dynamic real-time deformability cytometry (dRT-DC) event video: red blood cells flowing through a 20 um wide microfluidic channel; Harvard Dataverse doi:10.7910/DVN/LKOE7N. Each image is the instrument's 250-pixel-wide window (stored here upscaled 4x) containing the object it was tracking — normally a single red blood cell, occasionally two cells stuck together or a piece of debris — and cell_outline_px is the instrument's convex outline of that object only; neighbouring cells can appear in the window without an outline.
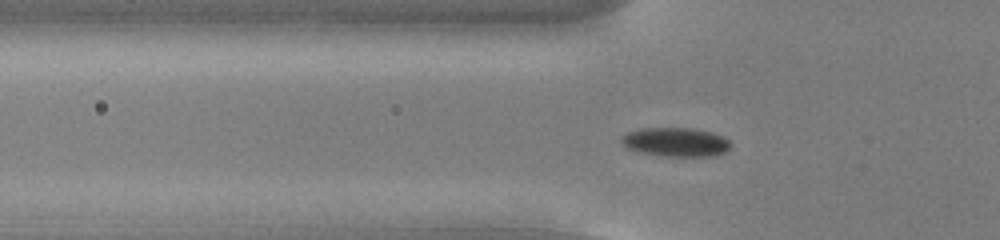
{"species": "common noctule bat (a hibernating species)", "species_latin": "Nyctalus noctula", "temperature_condition": "cold", "stored_images_in_passage": 55, "camera_frame_rate_fps": 3000, "um_per_image_px": 0.085, "animal": {"sex": "male", "body_mass_g": 13.0, "forearm_length_mm": 53.1}, "frame": {"image": 1, "passage_image": 19, "time_ms": 6.0, "image_size_px": [1000, 240], "cell_outline_px": [[732, 144], [724, 152], [712, 156], [660, 156], [640, 152], [628, 148], [620, 140], [620, 136], [628, 132], [640, 128], [692, 128], [712, 132], [724, 136]], "centroid_in_image_um": [57.43, 12.07], "position_along_channel_um": 68.4, "area_um2": 18.5}}
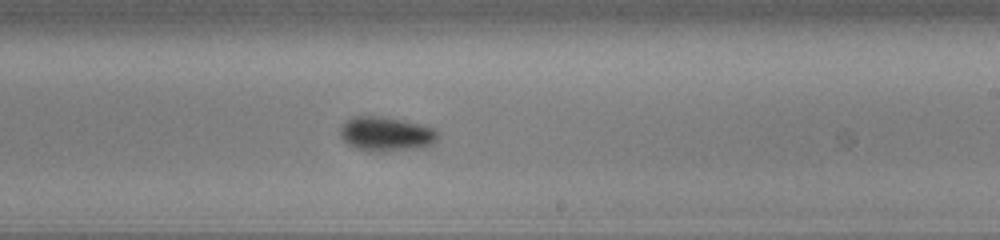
{"frame": {"image": 2, "passage_image": 34, "time_ms": 11.0, "image_size_px": [1000, 240], "cell_outline_px": [[440, 136], [428, 148], [384, 152], [368, 152], [356, 148], [348, 144], [340, 136], [340, 128], [352, 116], [380, 116], [420, 124], [436, 128], [440, 132]], "centroid_in_image_um": [32.88, 11.42], "position_along_channel_um": 256.1, "area_um2": 20.06}}
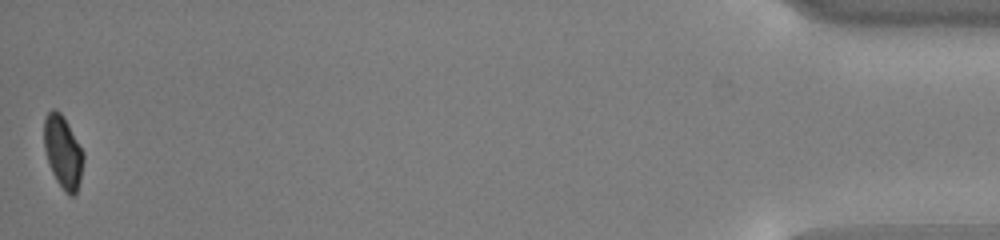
{"frame": {"image": 3, "passage_image": 55, "time_ms": 18.0, "image_size_px": [1000, 240], "cell_outline_px": [[84, 160], [80, 180], [76, 192], [72, 196], [68, 196], [56, 180], [52, 172], [44, 148], [44, 120], [48, 112], [52, 108], [56, 108], [60, 112], [68, 124], [84, 152]], "centroid_in_image_um": [5.35, 12.91], "position_along_channel_um": 429.8, "area_um2": 16.59}, "authors_computed_cell_mechanics": {"area_um2": 17.8024, "velocity_mm_per_s": 3.7931, "shape_relaxation_time_tau1_ms": 5.7977, "shape_relaxation_time_tau2_ms": null, "deformation_change_tau1": 0.1443, "deformation_change_tau2": null}}